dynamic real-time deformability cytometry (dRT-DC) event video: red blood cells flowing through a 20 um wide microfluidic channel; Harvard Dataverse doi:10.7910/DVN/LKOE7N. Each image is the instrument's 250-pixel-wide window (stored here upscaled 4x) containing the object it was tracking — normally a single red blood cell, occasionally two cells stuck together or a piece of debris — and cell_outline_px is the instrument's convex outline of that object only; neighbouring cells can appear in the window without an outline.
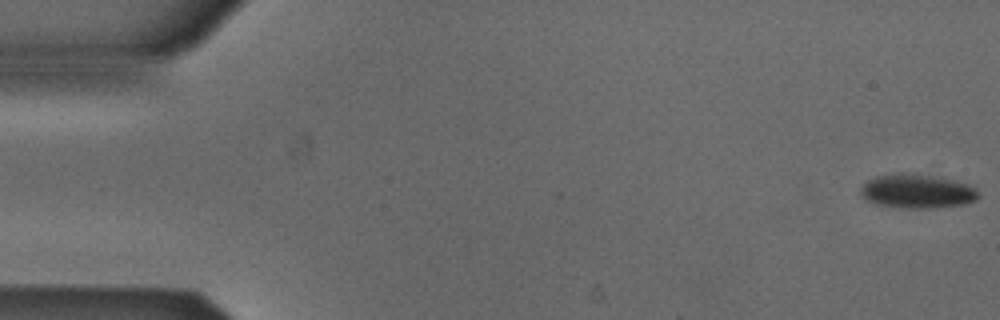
{"species": "Egyptian fruit bat (a non-hibernating species)", "species_latin": "Rousettus aegyptiacus", "temperature_condition": "cold", "stored_images_in_passage": 5, "camera_frame_rate_fps": 3000, "um_per_image_px": 0.085, "animal": {"sex": "male"}, "frame": {"image": 1, "passage_image": 1, "time_ms": 0.0, "image_size_px": [1000, 320], "cell_outline_px": [[980, 196], [976, 200], [964, 204], [932, 208], [900, 208], [876, 204], [864, 200], [860, 192], [860, 188], [868, 180], [876, 176], [932, 176], [952, 180], [968, 184], [976, 188]], "centroid_in_image_um": [77.97, 16.31], "position_along_channel_um": 7.0, "area_um2": 22.66}}
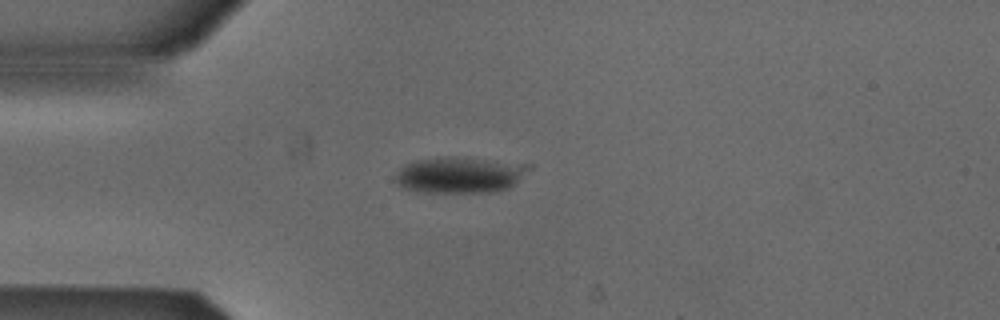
{"frame": {"image": 2, "passage_image": 4, "time_ms": 1.0, "image_size_px": [1000, 320], "cell_outline_px": [[532, 168], [508, 188], [492, 192], [424, 192], [404, 188], [396, 184], [392, 180], [396, 172], [404, 164], [416, 160], [444, 156], [456, 156], [532, 164]], "centroid_in_image_um": [39.05, 14.85], "position_along_channel_um": 46.0, "area_um2": 28.44}}